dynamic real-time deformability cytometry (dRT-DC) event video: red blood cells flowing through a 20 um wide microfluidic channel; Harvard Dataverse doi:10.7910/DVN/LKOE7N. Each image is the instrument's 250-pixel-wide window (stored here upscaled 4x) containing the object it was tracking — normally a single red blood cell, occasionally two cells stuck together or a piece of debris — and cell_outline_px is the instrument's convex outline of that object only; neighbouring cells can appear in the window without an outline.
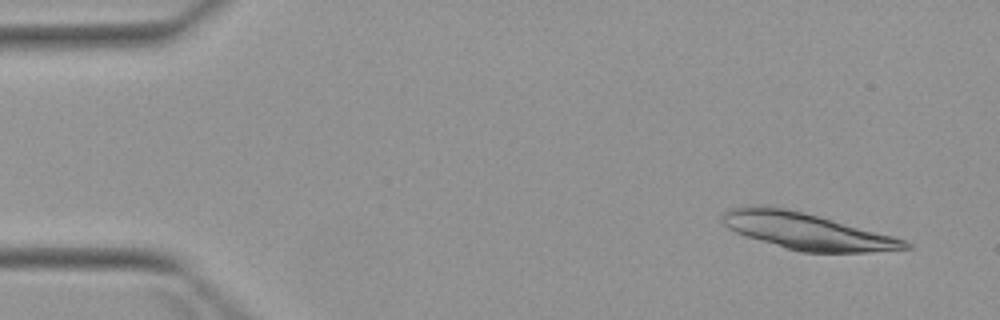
{"species": "Egyptian fruit bat (a non-hibernating species)", "species_latin": "Rousettus aegyptiacus", "temperature_condition": "warm", "stored_images_in_passage": 6, "camera_frame_rate_fps": 3000, "um_per_image_px": 0.085, "animal": {"sex": "female"}, "frame": {"image": 1, "passage_image": 1, "time_ms": 0.0, "image_size_px": [1000, 320], "cell_outline_px": [[912, 248], [868, 252], [800, 252], [784, 248], [736, 232], [728, 228], [724, 224], [720, 216], [724, 212], [732, 208], [744, 204], [784, 208], [832, 220], [892, 236], [904, 240], [912, 244]], "centroid_in_image_um": [68.52, 19.65], "position_along_channel_um": 16.5, "area_um2": 38.21}}